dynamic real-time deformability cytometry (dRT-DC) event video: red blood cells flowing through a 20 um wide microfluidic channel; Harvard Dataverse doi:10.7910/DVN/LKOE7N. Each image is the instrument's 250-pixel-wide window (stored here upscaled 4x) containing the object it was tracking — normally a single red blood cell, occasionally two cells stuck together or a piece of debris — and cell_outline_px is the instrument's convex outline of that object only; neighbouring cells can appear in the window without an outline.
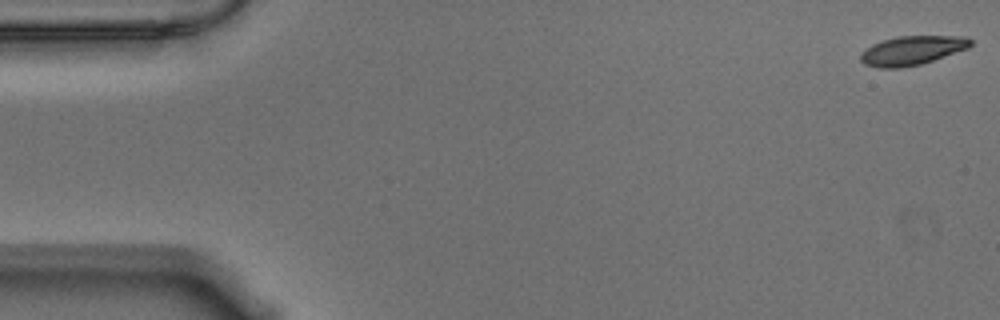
{"species": "Egyptian fruit bat (a non-hibernating species)", "species_latin": "Rousettus aegyptiacus", "temperature_condition": "warm", "stored_images_in_passage": 13, "camera_frame_rate_fps": 3000, "um_per_image_px": 0.085, "animal": {"sex": "male"}, "frame": {"image": 1, "passage_image": 1, "time_ms": 0.0, "image_size_px": [1000, 320], "cell_outline_px": [[972, 44], [968, 48], [920, 64], [900, 68], [880, 68], [864, 64], [860, 60], [860, 52], [872, 44], [896, 36], [964, 36], [972, 40]], "centroid_in_image_um": [77.49, 4.28], "position_along_channel_um": 7.5, "area_um2": 18.55}}